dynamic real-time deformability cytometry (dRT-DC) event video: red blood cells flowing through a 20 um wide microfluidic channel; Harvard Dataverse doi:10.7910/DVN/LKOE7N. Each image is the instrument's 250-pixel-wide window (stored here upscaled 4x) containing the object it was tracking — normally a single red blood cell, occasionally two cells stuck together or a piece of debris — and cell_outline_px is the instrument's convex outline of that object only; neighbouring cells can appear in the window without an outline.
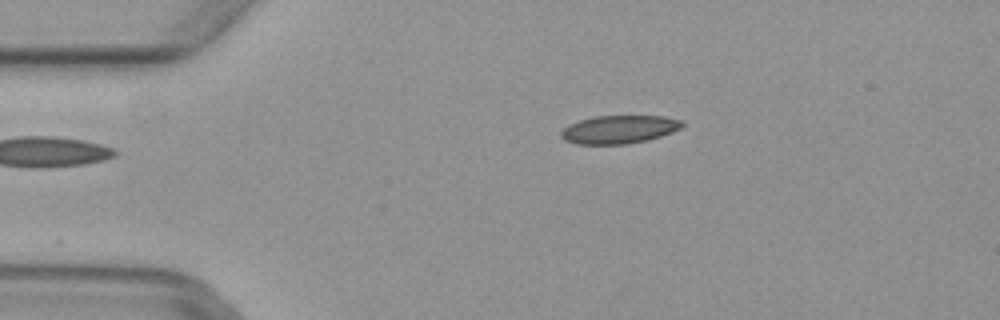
{"species": "common noctule bat (a hibernating species)", "species_latin": "Nyctalus noctula", "temperature_condition": "warm", "stored_images_in_passage": 4, "camera_frame_rate_fps": 3000, "um_per_image_px": 0.085, "animal": {"sex": "female", "body_mass_g": 29.2, "forearm_length_mm": 56.3}, "frame": {"image": 1, "passage_image": 4, "time_ms": 1.0, "image_size_px": [1000, 320], "cell_outline_px": [[684, 124], [680, 128], [672, 132], [648, 140], [628, 144], [576, 144], [564, 140], [560, 136], [560, 132], [568, 124], [580, 120], [596, 116], [664, 116], [684, 120]], "centroid_in_image_um": [52.62, 11.0], "position_along_channel_um": 32.4, "area_um2": 20.0}}